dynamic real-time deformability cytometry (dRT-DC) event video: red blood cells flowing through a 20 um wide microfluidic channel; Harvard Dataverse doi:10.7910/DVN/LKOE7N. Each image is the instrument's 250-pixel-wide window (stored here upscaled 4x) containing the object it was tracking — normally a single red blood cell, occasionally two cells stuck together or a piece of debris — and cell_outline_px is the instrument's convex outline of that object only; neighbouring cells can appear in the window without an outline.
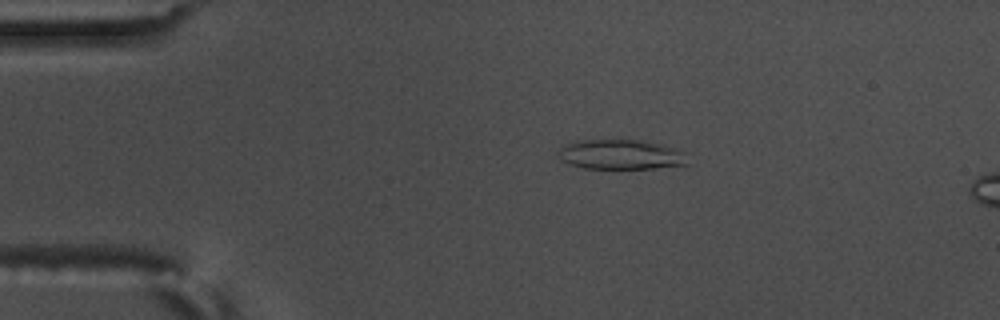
{"species": "common noctule bat (a hibernating species)", "species_latin": "Nyctalus noctula", "temperature_condition": "warm", "stored_images_in_passage": 6, "camera_frame_rate_fps": 3000, "um_per_image_px": 0.085, "animal": {"sex": "male", "body_mass_g": 17.5, "forearm_length_mm": 52.3}, "frame": {"image": 1, "passage_image": 1, "time_ms": 0.0, "image_size_px": [1000, 320], "cell_outline_px": [[688, 164], [656, 168], [584, 168], [568, 164], [560, 160], [560, 148], [564, 144], [580, 140], [620, 136], [644, 140], [664, 144], [676, 148], [684, 152]], "centroid_in_image_um": [52.76, 13.07], "position_along_channel_um": 32.2, "area_um2": 23.47}}